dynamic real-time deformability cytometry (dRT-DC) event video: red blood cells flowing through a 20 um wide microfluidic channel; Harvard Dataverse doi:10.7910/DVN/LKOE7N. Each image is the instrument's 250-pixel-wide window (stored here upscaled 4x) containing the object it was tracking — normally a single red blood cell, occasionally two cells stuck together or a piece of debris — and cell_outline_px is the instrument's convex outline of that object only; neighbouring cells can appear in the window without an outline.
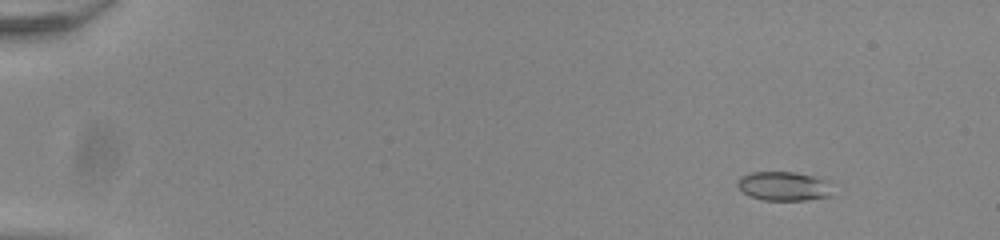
{"species": "common noctule bat (a hibernating species)", "species_latin": "Nyctalus noctula", "temperature_condition": "room temperature", "stored_images_in_passage": 18, "camera_frame_rate_fps": 3000, "um_per_image_px": 0.085, "animal": {"sex": "male", "body_mass_g": 20.0, "forearm_length_mm": 53.3}, "frame": {"image": 1, "passage_image": 7, "time_ms": 2.0, "image_size_px": [1000, 240], "cell_outline_px": [[832, 196], [804, 200], [764, 200], [748, 196], [736, 184], [744, 176], [752, 172], [796, 172], [812, 176], [820, 180]], "centroid_in_image_um": [66.52, 15.84], "position_along_channel_um": 18.5, "area_um2": 15.37}}
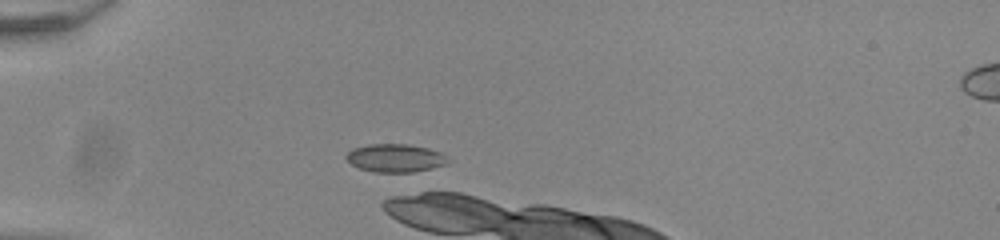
{"frame": {"image": 2, "passage_image": 18, "time_ms": 5.667, "image_size_px": [1000, 240], "cell_outline_px": [[448, 164], [432, 168], [412, 172], [372, 172], [360, 168], [352, 164], [344, 156], [352, 148], [372, 144], [408, 144], [428, 148], [440, 152], [448, 156]], "centroid_in_image_um": [33.62, 13.43], "position_along_channel_um": 51.4, "area_um2": 16.7}}